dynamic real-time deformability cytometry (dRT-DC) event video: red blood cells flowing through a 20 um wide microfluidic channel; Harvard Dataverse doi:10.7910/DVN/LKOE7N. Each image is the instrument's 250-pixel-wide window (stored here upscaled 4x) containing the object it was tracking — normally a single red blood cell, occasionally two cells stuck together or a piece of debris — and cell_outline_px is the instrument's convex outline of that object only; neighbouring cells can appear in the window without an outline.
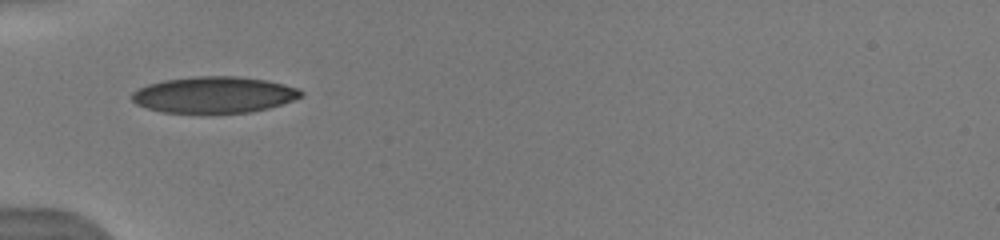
{"species": "human", "species_latin": "Homo sapiens", "temperature_condition": "warm", "stored_images_in_passage": 43, "camera_frame_rate_fps": 3000, "um_per_image_px": 0.085, "donor": {"sex": "male"}, "frame": {"image": 1, "passage_image": 1, "time_ms": 0.0, "image_size_px": [1000, 240], "cell_outline_px": [[304, 96], [268, 108], [252, 112], [204, 116], [164, 112], [148, 108], [136, 104], [132, 100], [132, 92], [148, 84], [164, 80], [196, 76], [240, 76], [268, 80], [300, 88], [304, 92]], "centroid_in_image_um": [18.22, 8.09], "position_along_channel_um": 66.8, "area_um2": 36.93}}
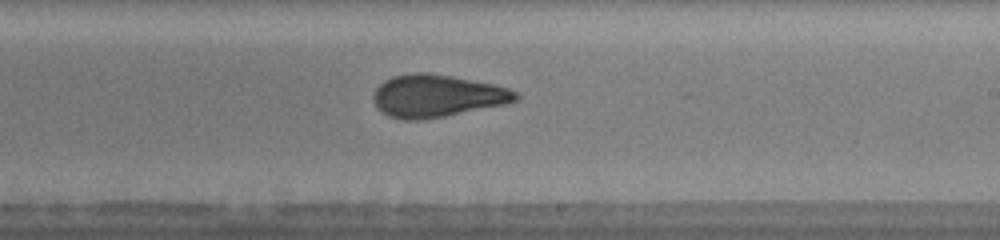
{"frame": {"image": 2, "passage_image": 20, "time_ms": 4.667, "image_size_px": [1000, 240], "cell_outline_px": [[520, 96], [516, 100], [504, 104], [424, 120], [404, 120], [388, 116], [380, 112], [376, 108], [372, 96], [376, 88], [384, 80], [392, 76], [416, 72], [428, 72], [452, 76], [496, 84], [508, 88], [516, 92]], "centroid_in_image_um": [37.1, 8.15], "position_along_channel_um": 251.9, "area_um2": 35.37}, "authors_computed_cell_mechanics": {"area_um2": 34.6222, "velocity_mm_per_s": 4.039, "shape_relaxation_time_tau1_ms": 7.9019, "shape_relaxation_time_tau2_ms": 1.2697, "deformation_change_tau1": 0.2297, "deformation_change_tau2": 0.0636}}